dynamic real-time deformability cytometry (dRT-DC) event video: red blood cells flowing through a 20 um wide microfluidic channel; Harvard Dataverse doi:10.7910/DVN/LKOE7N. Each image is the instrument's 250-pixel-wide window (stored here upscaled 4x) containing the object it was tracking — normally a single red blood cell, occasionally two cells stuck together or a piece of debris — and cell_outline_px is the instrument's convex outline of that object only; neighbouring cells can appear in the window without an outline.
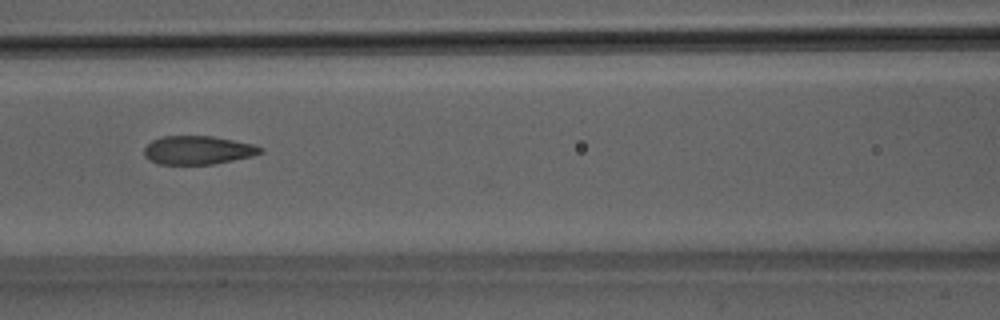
{"species": "Egyptian fruit bat (a non-hibernating species)", "species_latin": "Rousettus aegyptiacus", "temperature_condition": "room temperature", "stored_images_in_passage": 6, "camera_frame_rate_fps": 3000, "um_per_image_px": 0.085, "animal": {"sex": "male"}, "frame": {"image": 1, "passage_image": 6, "time_ms": 1.667, "image_size_px": [1000, 320], "cell_outline_px": [[264, 152], [252, 156], [212, 164], [156, 164], [148, 160], [144, 156], [144, 148], [152, 140], [164, 136], [212, 136], [252, 144], [264, 148]], "centroid_in_image_um": [16.8, 12.76], "position_along_channel_um": 149.8, "area_um2": 19.31}}